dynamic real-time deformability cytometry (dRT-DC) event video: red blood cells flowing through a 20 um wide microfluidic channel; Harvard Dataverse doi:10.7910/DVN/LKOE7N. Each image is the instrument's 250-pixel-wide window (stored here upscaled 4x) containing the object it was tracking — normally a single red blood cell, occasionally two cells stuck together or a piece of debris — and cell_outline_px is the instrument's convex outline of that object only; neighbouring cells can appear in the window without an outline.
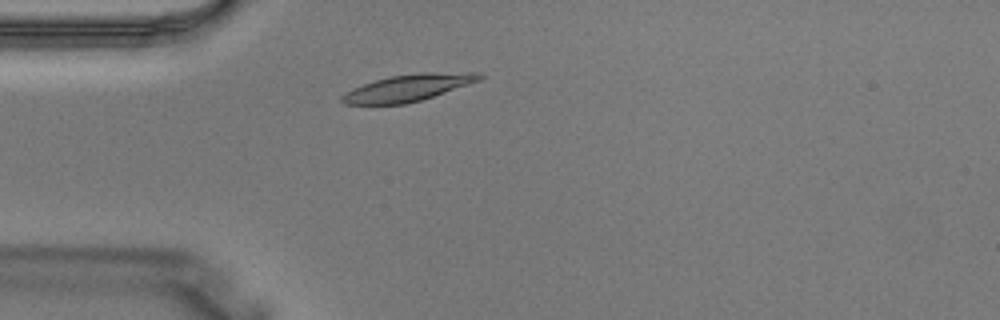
{"species": "Egyptian fruit bat (a non-hibernating species)", "species_latin": "Rousettus aegyptiacus", "temperature_condition": "warm", "stored_images_in_passage": 3, "camera_frame_rate_fps": 3000, "um_per_image_px": 0.085, "animal": {"sex": "male"}, "frame": {"image": 1, "passage_image": 3, "time_ms": 0.667, "image_size_px": [1000, 320], "cell_outline_px": [[484, 76], [480, 80], [420, 100], [404, 104], [344, 104], [340, 100], [340, 96], [352, 88], [388, 76], [420, 72], [480, 72]], "centroid_in_image_um": [34.67, 7.44], "position_along_channel_um": 50.3, "area_um2": 21.33}}